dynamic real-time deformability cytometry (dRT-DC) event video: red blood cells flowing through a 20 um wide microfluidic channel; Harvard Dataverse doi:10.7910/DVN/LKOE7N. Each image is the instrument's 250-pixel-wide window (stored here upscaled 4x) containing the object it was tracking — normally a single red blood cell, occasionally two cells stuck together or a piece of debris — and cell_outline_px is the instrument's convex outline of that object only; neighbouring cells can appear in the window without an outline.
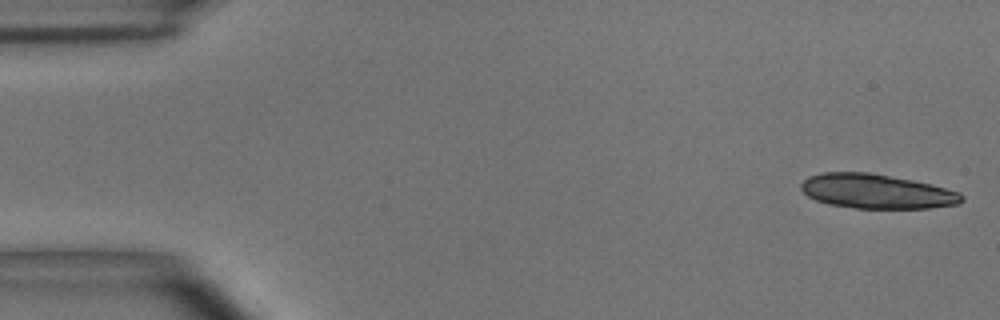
{"species": "common noctule bat (a hibernating species)", "species_latin": "Nyctalus noctula", "temperature_condition": "room temperature", "stored_images_in_passage": 19, "camera_frame_rate_fps": 3000, "um_per_image_px": 0.085, "animal": {"sex": "male", "body_mass_g": 15.6}, "frame": {"image": 1, "passage_image": 1, "time_ms": 0.0, "image_size_px": [1000, 320], "cell_outline_px": [[964, 200], [960, 204], [928, 208], [856, 208], [828, 204], [816, 200], [808, 196], [800, 188], [800, 184], [808, 176], [824, 172], [868, 172], [912, 180], [960, 192], [964, 196]], "centroid_in_image_um": [74.5, 16.27], "position_along_channel_um": 10.5, "area_um2": 32.14}}
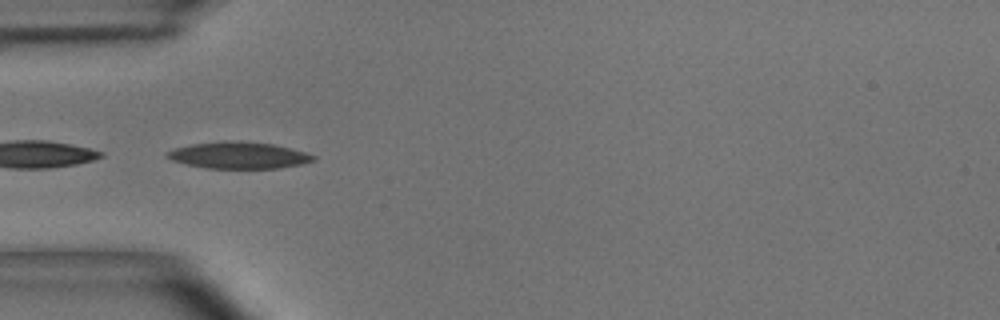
{"frame": {"image": 2, "passage_image": 16, "time_ms": 5.0, "image_size_px": [1000, 320], "cell_outline_px": [[316, 160], [300, 164], [280, 168], [208, 168], [188, 164], [172, 160], [164, 156], [164, 152], [176, 148], [192, 144], [224, 140], [272, 144], [304, 152], [316, 156]], "centroid_in_image_um": [20.25, 13.2], "position_along_channel_um": 64.7, "area_um2": 22.43}}